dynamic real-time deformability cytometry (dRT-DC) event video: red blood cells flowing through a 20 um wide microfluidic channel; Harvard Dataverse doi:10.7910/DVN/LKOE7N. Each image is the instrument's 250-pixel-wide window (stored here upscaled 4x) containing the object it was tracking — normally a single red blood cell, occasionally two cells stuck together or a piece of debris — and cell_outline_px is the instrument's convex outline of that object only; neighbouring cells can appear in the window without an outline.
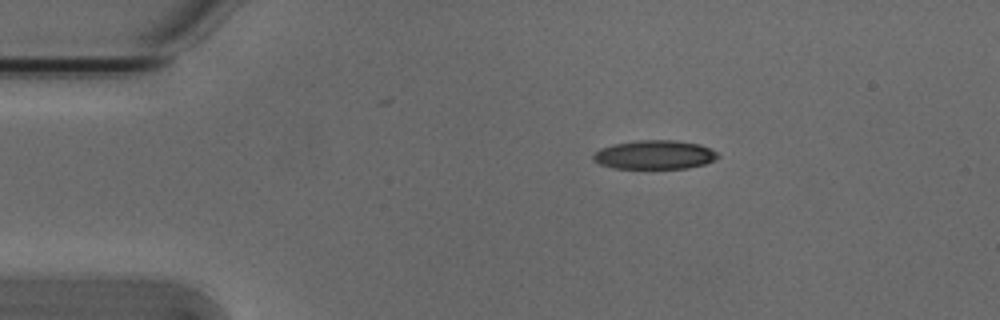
{"species": "Egyptian fruit bat (a non-hibernating species)", "species_latin": "Rousettus aegyptiacus", "temperature_condition": "cold", "stored_images_in_passage": 4, "camera_frame_rate_fps": 3000, "um_per_image_px": 0.085, "animal": {"sex": "male"}, "frame": {"image": 1, "passage_image": 1, "time_ms": 0.0, "image_size_px": [1000, 320], "cell_outline_px": [[720, 156], [716, 160], [704, 164], [688, 168], [612, 168], [600, 164], [592, 160], [592, 156], [600, 148], [612, 144], [636, 140], [676, 140], [700, 144], [716, 152]], "centroid_in_image_um": [55.63, 13.15], "position_along_channel_um": 29.4, "area_um2": 21.1}}
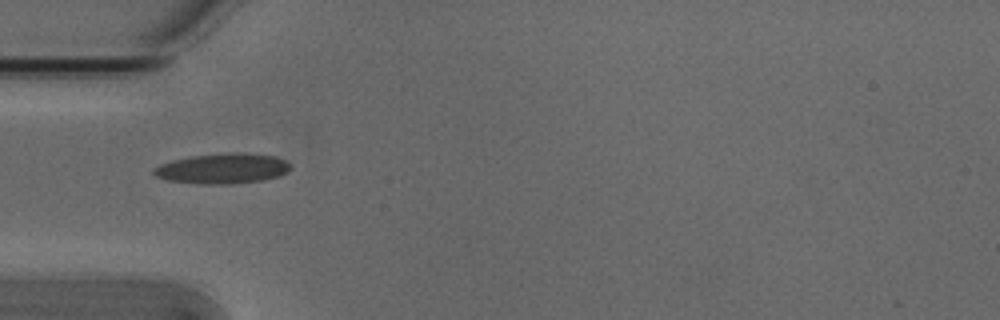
{"frame": {"image": 2, "passage_image": 3, "time_ms": 0.667, "image_size_px": [1000, 320], "cell_outline_px": [[292, 168], [288, 172], [280, 176], [264, 180], [232, 184], [200, 184], [168, 180], [156, 176], [152, 172], [152, 168], [160, 164], [172, 160], [188, 156], [232, 152], [244, 152], [276, 156], [292, 164]], "centroid_in_image_um": [18.95, 14.32], "position_along_channel_um": 66.0, "area_um2": 24.57}}
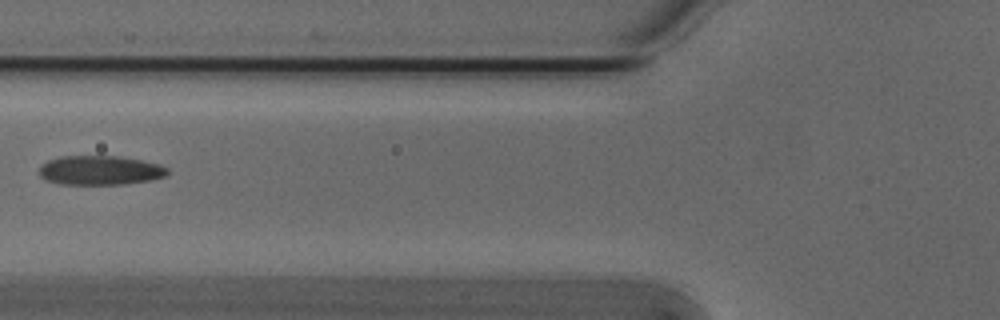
{"frame": {"image": 3, "passage_image": 4, "time_ms": 1.0, "image_size_px": [1000, 320], "cell_outline_px": [[168, 172], [164, 176], [152, 180], [124, 184], [60, 184], [44, 180], [40, 176], [40, 164], [48, 160], [60, 156], [120, 156], [160, 164], [168, 168]], "centroid_in_image_um": [8.48, 14.47], "position_along_channel_um": 117.3, "area_um2": 22.02}}